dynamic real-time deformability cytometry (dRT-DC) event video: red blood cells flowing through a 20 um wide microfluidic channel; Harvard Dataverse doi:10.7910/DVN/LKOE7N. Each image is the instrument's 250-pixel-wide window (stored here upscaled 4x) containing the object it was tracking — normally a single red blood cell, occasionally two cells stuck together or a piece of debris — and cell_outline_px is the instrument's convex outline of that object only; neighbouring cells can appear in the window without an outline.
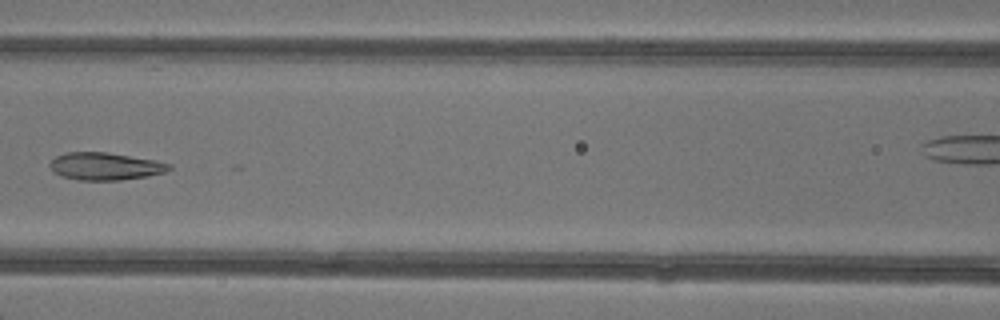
{"species": "common noctule bat (a hibernating species)", "species_latin": "Nyctalus noctula", "temperature_condition": "warm", "stored_images_in_passage": 7, "segment_of_instrument_passage": [1, 2], "camera_frame_rate_fps": 3000, "um_per_image_px": 0.085, "animal": {"sex": "female"}, "frame": {"image": 1, "passage_image": 6, "time_ms": 5.667, "image_size_px": [1000, 320], "cell_outline_px": [[172, 168], [164, 172], [148, 176], [120, 180], [80, 180], [64, 176], [56, 172], [48, 164], [56, 156], [68, 152], [108, 152], [156, 160], [172, 164]], "centroid_in_image_um": [8.99, 14.12], "position_along_channel_um": 157.6, "area_um2": 18.96}}